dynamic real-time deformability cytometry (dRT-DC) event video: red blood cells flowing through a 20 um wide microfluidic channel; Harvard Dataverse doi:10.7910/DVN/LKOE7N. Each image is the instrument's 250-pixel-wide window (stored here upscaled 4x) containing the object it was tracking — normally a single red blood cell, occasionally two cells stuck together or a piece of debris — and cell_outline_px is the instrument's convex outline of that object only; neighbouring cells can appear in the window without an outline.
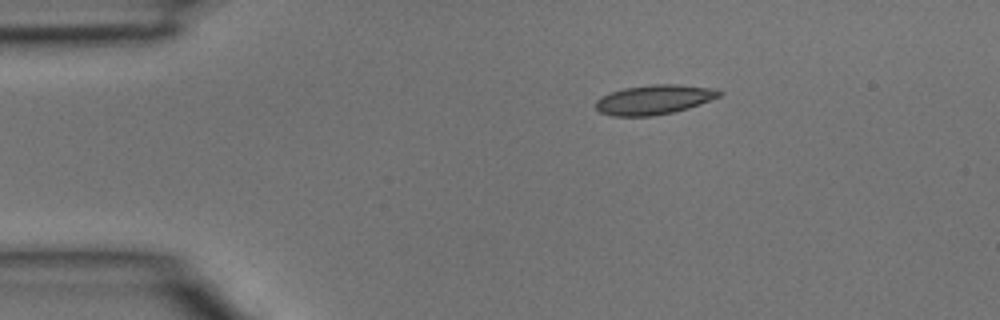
{"species": "common noctule bat (a hibernating species)", "species_latin": "Nyctalus noctula", "temperature_condition": "room temperature", "stored_images_in_passage": 2, "camera_frame_rate_fps": 3000, "um_per_image_px": 0.085, "animal": {"sex": "male", "body_mass_g": 15.6}, "frame": {"image": 1, "passage_image": 1, "time_ms": 0.0, "image_size_px": [1000, 320], "cell_outline_px": [[724, 92], [720, 96], [700, 104], [688, 108], [672, 112], [652, 116], [612, 116], [600, 112], [596, 108], [596, 100], [612, 92], [624, 88], [652, 84], [676, 84], [716, 88]], "centroid_in_image_um": [55.63, 8.46], "position_along_channel_um": 29.4, "area_um2": 21.21}}